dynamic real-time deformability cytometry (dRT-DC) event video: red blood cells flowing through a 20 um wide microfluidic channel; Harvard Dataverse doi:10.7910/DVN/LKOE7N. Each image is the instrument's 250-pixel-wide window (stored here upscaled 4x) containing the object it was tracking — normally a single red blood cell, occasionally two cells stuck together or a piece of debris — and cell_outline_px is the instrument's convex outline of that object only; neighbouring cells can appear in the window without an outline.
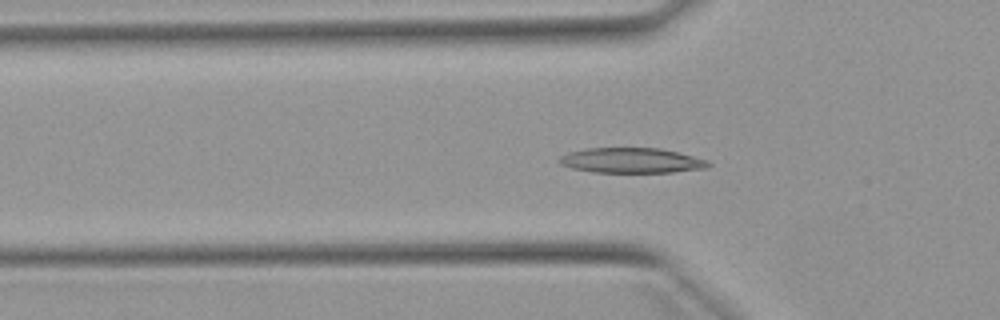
{"species": "Egyptian fruit bat (a non-hibernating species)", "species_latin": "Rousettus aegyptiacus", "temperature_condition": "warm", "stored_images_in_passage": 52, "camera_frame_rate_fps": 3000, "um_per_image_px": 0.085, "animal": {"sex": "female"}, "frame": {"image": 1, "passage_image": 17, "time_ms": 5.333, "image_size_px": [1000, 320], "cell_outline_px": [[712, 164], [704, 168], [672, 172], [592, 172], [572, 168], [560, 164], [556, 160], [560, 156], [568, 152], [584, 148], [660, 148], [708, 160]], "centroid_in_image_um": [53.61, 13.63], "position_along_channel_um": 72.2, "area_um2": 21.79}}
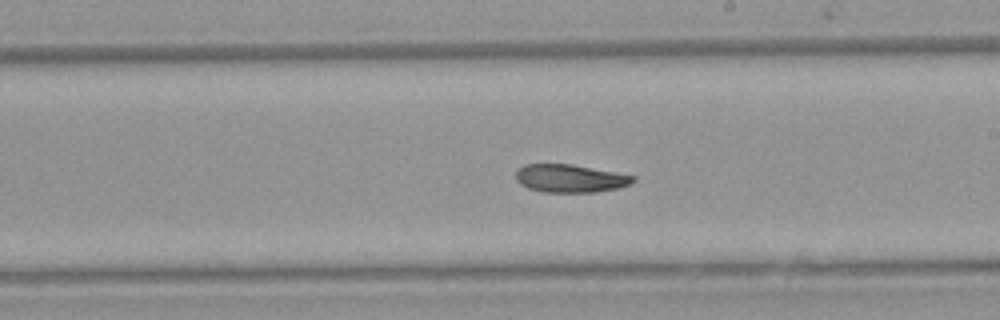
{"frame": {"image": 2, "passage_image": 30, "time_ms": 9.667, "image_size_px": [1000, 320], "cell_outline_px": [[636, 180], [628, 184], [616, 188], [596, 192], [544, 192], [528, 188], [520, 184], [516, 180], [516, 168], [524, 164], [572, 164], [636, 176]], "centroid_in_image_um": [48.42, 15.15], "position_along_channel_um": 240.6, "area_um2": 19.13}}
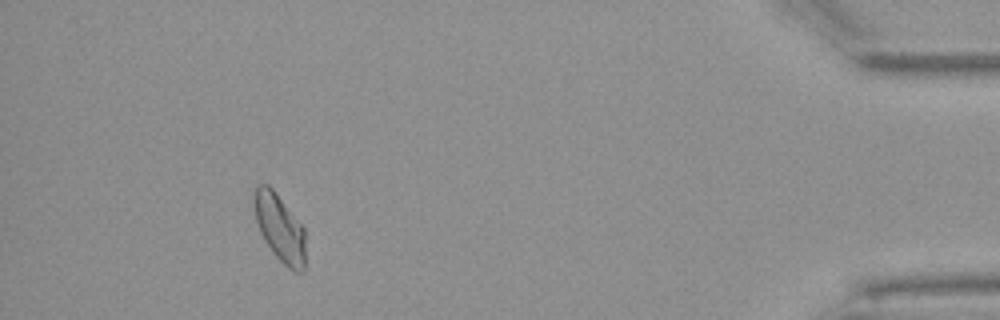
{"frame": {"image": 3, "passage_image": 48, "time_ms": 15.667, "image_size_px": [1000, 320], "cell_outline_px": [[304, 272], [296, 272], [288, 268], [272, 252], [264, 240], [260, 232], [256, 220], [252, 200], [252, 192], [256, 184], [268, 184], [272, 188], [304, 228]], "centroid_in_image_um": [23.73, 19.33], "position_along_channel_um": 411.5, "area_um2": 20.17}, "authors_computed_cell_mechanics": {"area_um2": 20.4612, "velocity_mm_per_s": 3.8946, "shape_relaxation_time_tau1_ms": 6.6238, "shape_relaxation_time_tau2_ms": 5.9294, "deformation_change_tau1": 0.1894, "deformation_change_tau2": 0.1222}}